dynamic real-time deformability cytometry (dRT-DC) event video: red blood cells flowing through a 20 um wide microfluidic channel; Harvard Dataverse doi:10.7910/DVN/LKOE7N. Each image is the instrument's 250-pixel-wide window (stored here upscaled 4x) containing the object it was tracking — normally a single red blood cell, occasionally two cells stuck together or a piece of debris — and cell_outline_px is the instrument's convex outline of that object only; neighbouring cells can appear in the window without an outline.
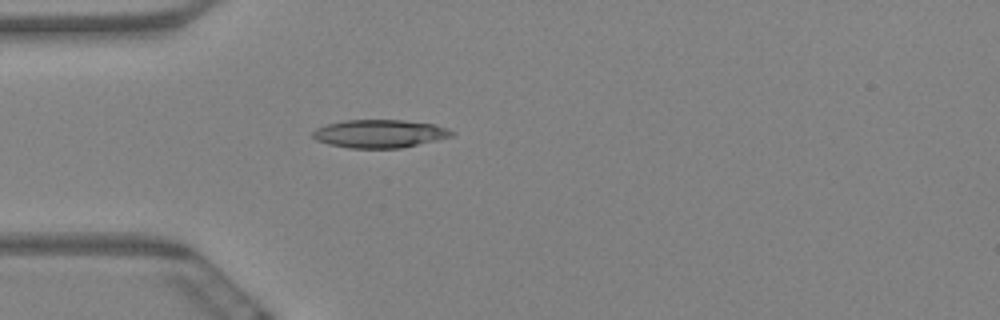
{"species": "Egyptian fruit bat (a non-hibernating species)", "species_latin": "Rousettus aegyptiacus", "temperature_condition": "warm", "stored_images_in_passage": 3, "camera_frame_rate_fps": 3000, "um_per_image_px": 0.085, "animal": {"sex": "female"}, "frame": {"image": 1, "passage_image": 3, "time_ms": 0.667, "image_size_px": [1000, 320], "cell_outline_px": [[456, 132], [452, 136], [436, 140], [400, 148], [348, 148], [328, 144], [316, 140], [312, 136], [312, 132], [316, 128], [328, 124], [344, 120], [404, 120], [432, 124]], "centroid_in_image_um": [32.23, 11.36], "position_along_channel_um": 52.8, "area_um2": 22.6}}